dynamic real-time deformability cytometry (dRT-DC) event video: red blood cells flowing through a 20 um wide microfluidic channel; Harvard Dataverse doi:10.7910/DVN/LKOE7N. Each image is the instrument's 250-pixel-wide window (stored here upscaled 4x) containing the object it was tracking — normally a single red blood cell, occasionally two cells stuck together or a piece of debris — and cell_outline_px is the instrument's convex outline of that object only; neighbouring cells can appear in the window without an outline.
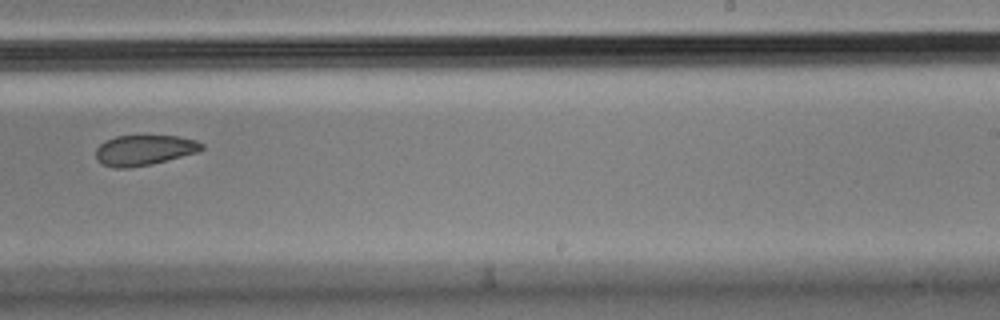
{"species": "Egyptian fruit bat (a non-hibernating species)", "species_latin": "Rousettus aegyptiacus", "temperature_condition": "cold", "stored_images_in_passage": 16, "segment_of_instrument_passage": [1, 2], "camera_frame_rate_fps": 3000, "um_per_image_px": 0.085, "animal": {"sex": "male"}, "frame": {"image": 1, "passage_image": 10, "time_ms": 3.0, "image_size_px": [1000, 320], "cell_outline_px": [[204, 148], [200, 152], [152, 164], [128, 168], [112, 168], [100, 164], [96, 160], [96, 148], [104, 140], [116, 136], [176, 136], [196, 140], [204, 144]], "centroid_in_image_um": [12.25, 12.77], "position_along_channel_um": 276.8, "area_um2": 19.02}}